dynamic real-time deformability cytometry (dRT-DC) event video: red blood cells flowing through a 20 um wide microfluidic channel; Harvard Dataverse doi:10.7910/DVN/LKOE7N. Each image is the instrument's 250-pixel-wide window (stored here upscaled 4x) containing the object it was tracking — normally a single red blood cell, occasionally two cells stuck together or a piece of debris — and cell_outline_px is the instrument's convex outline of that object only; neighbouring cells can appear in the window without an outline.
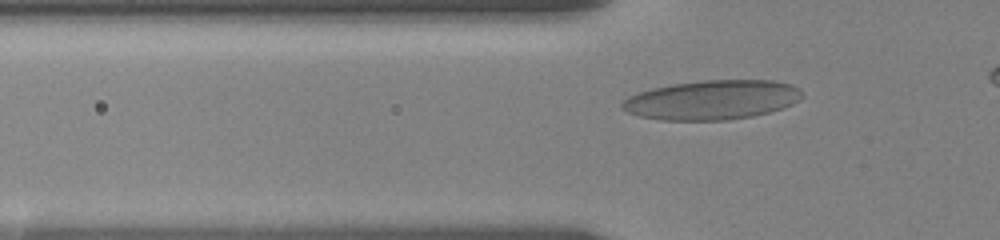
{"species": "human", "species_latin": "Homo sapiens", "temperature_condition": "room temperature", "stored_images_in_passage": 40, "camera_frame_rate_fps": 3000, "um_per_image_px": 0.085, "donor": {"sex": "female"}, "frame": {"image": 1, "passage_image": 18, "time_ms": 2.667, "image_size_px": [1000, 240], "cell_outline_px": [[804, 96], [800, 100], [784, 108], [752, 116], [728, 120], [660, 120], [640, 116], [628, 112], [620, 108], [620, 104], [628, 96], [636, 92], [652, 88], [672, 84], [704, 80], [776, 80], [792, 84], [800, 88]], "centroid_in_image_um": [60.54, 8.48], "position_along_channel_um": 65.3, "area_um2": 41.73}}
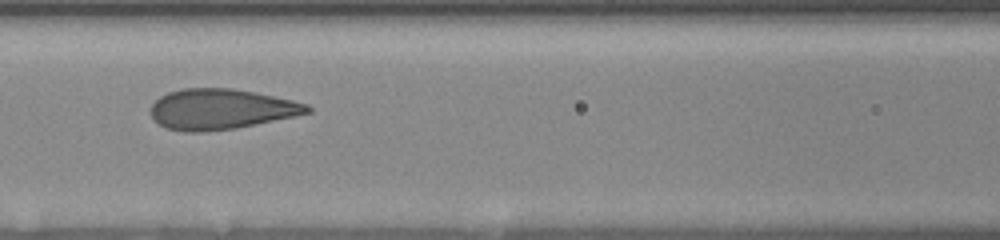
{"frame": {"image": 2, "passage_image": 33, "time_ms": 5.0, "image_size_px": [1000, 240], "cell_outline_px": [[312, 112], [256, 124], [236, 128], [200, 132], [184, 132], [168, 128], [152, 120], [152, 104], [160, 96], [168, 92], [184, 88], [232, 88], [292, 100], [308, 104], [312, 108]], "centroid_in_image_um": [18.77, 9.28], "position_along_channel_um": 147.8, "area_um2": 36.65}}
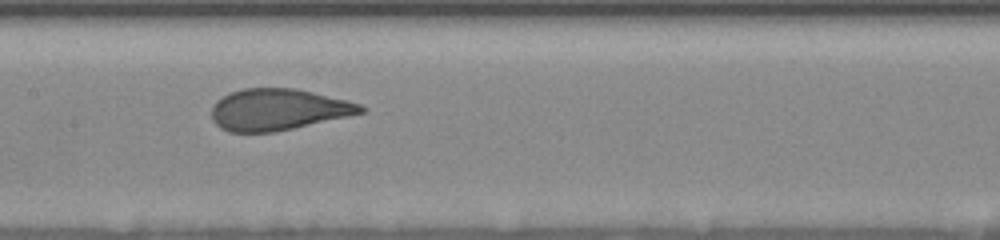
{"frame": {"image": 3, "passage_image": 39, "time_ms": 6.0, "image_size_px": [1000, 240], "cell_outline_px": [[368, 108], [364, 112], [348, 116], [292, 128], [272, 132], [228, 132], [220, 128], [212, 120], [212, 104], [216, 100], [232, 92], [244, 88], [296, 88], [348, 100], [360, 104]], "centroid_in_image_um": [23.63, 9.31], "position_along_channel_um": 183.8, "area_um2": 35.95}}